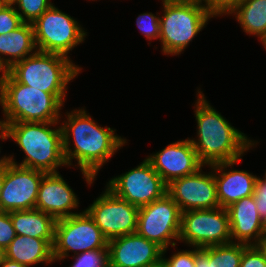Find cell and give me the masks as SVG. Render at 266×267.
Wrapping results in <instances>:
<instances>
[{
    "label": "cell",
    "instance_id": "44",
    "mask_svg": "<svg viewBox=\"0 0 266 267\" xmlns=\"http://www.w3.org/2000/svg\"><path fill=\"white\" fill-rule=\"evenodd\" d=\"M264 183H266V171L263 178H260Z\"/></svg>",
    "mask_w": 266,
    "mask_h": 267
},
{
    "label": "cell",
    "instance_id": "11",
    "mask_svg": "<svg viewBox=\"0 0 266 267\" xmlns=\"http://www.w3.org/2000/svg\"><path fill=\"white\" fill-rule=\"evenodd\" d=\"M105 186L137 207L150 204L167 193V184L147 158L128 172L114 176Z\"/></svg>",
    "mask_w": 266,
    "mask_h": 267
},
{
    "label": "cell",
    "instance_id": "34",
    "mask_svg": "<svg viewBox=\"0 0 266 267\" xmlns=\"http://www.w3.org/2000/svg\"><path fill=\"white\" fill-rule=\"evenodd\" d=\"M195 267H210V254L204 248L195 247Z\"/></svg>",
    "mask_w": 266,
    "mask_h": 267
},
{
    "label": "cell",
    "instance_id": "38",
    "mask_svg": "<svg viewBox=\"0 0 266 267\" xmlns=\"http://www.w3.org/2000/svg\"><path fill=\"white\" fill-rule=\"evenodd\" d=\"M148 267H168L166 262L161 258L158 262L148 266Z\"/></svg>",
    "mask_w": 266,
    "mask_h": 267
},
{
    "label": "cell",
    "instance_id": "31",
    "mask_svg": "<svg viewBox=\"0 0 266 267\" xmlns=\"http://www.w3.org/2000/svg\"><path fill=\"white\" fill-rule=\"evenodd\" d=\"M241 0H201L213 17L229 15Z\"/></svg>",
    "mask_w": 266,
    "mask_h": 267
},
{
    "label": "cell",
    "instance_id": "28",
    "mask_svg": "<svg viewBox=\"0 0 266 267\" xmlns=\"http://www.w3.org/2000/svg\"><path fill=\"white\" fill-rule=\"evenodd\" d=\"M23 23L13 4H7L0 11V35L17 29Z\"/></svg>",
    "mask_w": 266,
    "mask_h": 267
},
{
    "label": "cell",
    "instance_id": "40",
    "mask_svg": "<svg viewBox=\"0 0 266 267\" xmlns=\"http://www.w3.org/2000/svg\"><path fill=\"white\" fill-rule=\"evenodd\" d=\"M260 246L263 248V250L266 253V238L262 241V243L260 244Z\"/></svg>",
    "mask_w": 266,
    "mask_h": 267
},
{
    "label": "cell",
    "instance_id": "26",
    "mask_svg": "<svg viewBox=\"0 0 266 267\" xmlns=\"http://www.w3.org/2000/svg\"><path fill=\"white\" fill-rule=\"evenodd\" d=\"M72 256L74 262L69 267H109L108 249L88 250Z\"/></svg>",
    "mask_w": 266,
    "mask_h": 267
},
{
    "label": "cell",
    "instance_id": "27",
    "mask_svg": "<svg viewBox=\"0 0 266 267\" xmlns=\"http://www.w3.org/2000/svg\"><path fill=\"white\" fill-rule=\"evenodd\" d=\"M160 15L156 16L151 12L139 14L136 24L142 35L149 41L160 37Z\"/></svg>",
    "mask_w": 266,
    "mask_h": 267
},
{
    "label": "cell",
    "instance_id": "15",
    "mask_svg": "<svg viewBox=\"0 0 266 267\" xmlns=\"http://www.w3.org/2000/svg\"><path fill=\"white\" fill-rule=\"evenodd\" d=\"M146 158L166 184L205 167L189 138L170 143Z\"/></svg>",
    "mask_w": 266,
    "mask_h": 267
},
{
    "label": "cell",
    "instance_id": "5",
    "mask_svg": "<svg viewBox=\"0 0 266 267\" xmlns=\"http://www.w3.org/2000/svg\"><path fill=\"white\" fill-rule=\"evenodd\" d=\"M161 52L167 56L181 54L213 16L201 1L161 0Z\"/></svg>",
    "mask_w": 266,
    "mask_h": 267
},
{
    "label": "cell",
    "instance_id": "30",
    "mask_svg": "<svg viewBox=\"0 0 266 267\" xmlns=\"http://www.w3.org/2000/svg\"><path fill=\"white\" fill-rule=\"evenodd\" d=\"M191 250H180L173 253L169 258H166L167 248L162 251V259L168 267H195V247Z\"/></svg>",
    "mask_w": 266,
    "mask_h": 267
},
{
    "label": "cell",
    "instance_id": "3",
    "mask_svg": "<svg viewBox=\"0 0 266 267\" xmlns=\"http://www.w3.org/2000/svg\"><path fill=\"white\" fill-rule=\"evenodd\" d=\"M58 124L60 122L5 124L7 138L18 144L25 154L21 163L16 162L13 155L8 156L9 162L45 173L58 172L61 166L68 167L63 153L62 129Z\"/></svg>",
    "mask_w": 266,
    "mask_h": 267
},
{
    "label": "cell",
    "instance_id": "10",
    "mask_svg": "<svg viewBox=\"0 0 266 267\" xmlns=\"http://www.w3.org/2000/svg\"><path fill=\"white\" fill-rule=\"evenodd\" d=\"M181 210L166 193L160 199L139 207L136 233L162 249L176 247L181 227Z\"/></svg>",
    "mask_w": 266,
    "mask_h": 267
},
{
    "label": "cell",
    "instance_id": "25",
    "mask_svg": "<svg viewBox=\"0 0 266 267\" xmlns=\"http://www.w3.org/2000/svg\"><path fill=\"white\" fill-rule=\"evenodd\" d=\"M53 4L51 0H16L13 3L24 23H33Z\"/></svg>",
    "mask_w": 266,
    "mask_h": 267
},
{
    "label": "cell",
    "instance_id": "7",
    "mask_svg": "<svg viewBox=\"0 0 266 267\" xmlns=\"http://www.w3.org/2000/svg\"><path fill=\"white\" fill-rule=\"evenodd\" d=\"M38 51L68 55L87 36V32L73 17L52 5L33 23Z\"/></svg>",
    "mask_w": 266,
    "mask_h": 267
},
{
    "label": "cell",
    "instance_id": "2",
    "mask_svg": "<svg viewBox=\"0 0 266 267\" xmlns=\"http://www.w3.org/2000/svg\"><path fill=\"white\" fill-rule=\"evenodd\" d=\"M196 94L194 115L197 121V139H189L200 161L210 166L216 163L242 159L245 152L259 142L251 140L236 129L207 101L203 91Z\"/></svg>",
    "mask_w": 266,
    "mask_h": 267
},
{
    "label": "cell",
    "instance_id": "33",
    "mask_svg": "<svg viewBox=\"0 0 266 267\" xmlns=\"http://www.w3.org/2000/svg\"><path fill=\"white\" fill-rule=\"evenodd\" d=\"M259 216L266 222V183L258 176L253 192Z\"/></svg>",
    "mask_w": 266,
    "mask_h": 267
},
{
    "label": "cell",
    "instance_id": "14",
    "mask_svg": "<svg viewBox=\"0 0 266 267\" xmlns=\"http://www.w3.org/2000/svg\"><path fill=\"white\" fill-rule=\"evenodd\" d=\"M44 174L45 172L9 162L4 167L0 211L10 212L34 209Z\"/></svg>",
    "mask_w": 266,
    "mask_h": 267
},
{
    "label": "cell",
    "instance_id": "16",
    "mask_svg": "<svg viewBox=\"0 0 266 267\" xmlns=\"http://www.w3.org/2000/svg\"><path fill=\"white\" fill-rule=\"evenodd\" d=\"M163 249L137 233L108 241L109 267H148L162 258Z\"/></svg>",
    "mask_w": 266,
    "mask_h": 267
},
{
    "label": "cell",
    "instance_id": "13",
    "mask_svg": "<svg viewBox=\"0 0 266 267\" xmlns=\"http://www.w3.org/2000/svg\"><path fill=\"white\" fill-rule=\"evenodd\" d=\"M208 167H211L212 171L206 173L201 168L193 174L177 178L167 184V194L176 202L181 212L220 207L214 164Z\"/></svg>",
    "mask_w": 266,
    "mask_h": 267
},
{
    "label": "cell",
    "instance_id": "42",
    "mask_svg": "<svg viewBox=\"0 0 266 267\" xmlns=\"http://www.w3.org/2000/svg\"><path fill=\"white\" fill-rule=\"evenodd\" d=\"M7 4H13L16 0H4Z\"/></svg>",
    "mask_w": 266,
    "mask_h": 267
},
{
    "label": "cell",
    "instance_id": "36",
    "mask_svg": "<svg viewBox=\"0 0 266 267\" xmlns=\"http://www.w3.org/2000/svg\"><path fill=\"white\" fill-rule=\"evenodd\" d=\"M0 267H26L18 262L7 259L6 257H2L0 261Z\"/></svg>",
    "mask_w": 266,
    "mask_h": 267
},
{
    "label": "cell",
    "instance_id": "9",
    "mask_svg": "<svg viewBox=\"0 0 266 267\" xmlns=\"http://www.w3.org/2000/svg\"><path fill=\"white\" fill-rule=\"evenodd\" d=\"M179 241L196 248L231 243L227 209L218 207L182 212Z\"/></svg>",
    "mask_w": 266,
    "mask_h": 267
},
{
    "label": "cell",
    "instance_id": "17",
    "mask_svg": "<svg viewBox=\"0 0 266 267\" xmlns=\"http://www.w3.org/2000/svg\"><path fill=\"white\" fill-rule=\"evenodd\" d=\"M59 172L45 173L38 190L35 208L49 214L55 220L67 218L78 212L79 199ZM72 210V211H71Z\"/></svg>",
    "mask_w": 266,
    "mask_h": 267
},
{
    "label": "cell",
    "instance_id": "41",
    "mask_svg": "<svg viewBox=\"0 0 266 267\" xmlns=\"http://www.w3.org/2000/svg\"><path fill=\"white\" fill-rule=\"evenodd\" d=\"M7 5V3L4 1V0H0V11L2 10V8L4 7V6H6Z\"/></svg>",
    "mask_w": 266,
    "mask_h": 267
},
{
    "label": "cell",
    "instance_id": "22",
    "mask_svg": "<svg viewBox=\"0 0 266 267\" xmlns=\"http://www.w3.org/2000/svg\"><path fill=\"white\" fill-rule=\"evenodd\" d=\"M16 235L54 239L56 220L36 208L9 212Z\"/></svg>",
    "mask_w": 266,
    "mask_h": 267
},
{
    "label": "cell",
    "instance_id": "21",
    "mask_svg": "<svg viewBox=\"0 0 266 267\" xmlns=\"http://www.w3.org/2000/svg\"><path fill=\"white\" fill-rule=\"evenodd\" d=\"M37 51L32 23L0 35V60L9 70L16 62Z\"/></svg>",
    "mask_w": 266,
    "mask_h": 267
},
{
    "label": "cell",
    "instance_id": "1",
    "mask_svg": "<svg viewBox=\"0 0 266 267\" xmlns=\"http://www.w3.org/2000/svg\"><path fill=\"white\" fill-rule=\"evenodd\" d=\"M65 114L67 121L61 123V129L66 164L70 167L72 159L76 160L75 167H79L87 184L92 185L100 169L127 140L117 135L116 129L99 126L84 107Z\"/></svg>",
    "mask_w": 266,
    "mask_h": 267
},
{
    "label": "cell",
    "instance_id": "19",
    "mask_svg": "<svg viewBox=\"0 0 266 267\" xmlns=\"http://www.w3.org/2000/svg\"><path fill=\"white\" fill-rule=\"evenodd\" d=\"M240 160L214 164L217 198L222 208H227L243 197L252 196L257 176L245 170L234 169ZM233 167V169H232ZM229 168V171H227Z\"/></svg>",
    "mask_w": 266,
    "mask_h": 267
},
{
    "label": "cell",
    "instance_id": "35",
    "mask_svg": "<svg viewBox=\"0 0 266 267\" xmlns=\"http://www.w3.org/2000/svg\"><path fill=\"white\" fill-rule=\"evenodd\" d=\"M0 139L1 141H5L7 138V132L4 124L0 122ZM1 148V147H0ZM1 150V149H0ZM1 153V151H0ZM9 163V157L8 156H3L2 158L0 157V168L5 167Z\"/></svg>",
    "mask_w": 266,
    "mask_h": 267
},
{
    "label": "cell",
    "instance_id": "43",
    "mask_svg": "<svg viewBox=\"0 0 266 267\" xmlns=\"http://www.w3.org/2000/svg\"><path fill=\"white\" fill-rule=\"evenodd\" d=\"M263 47L266 49V38L261 42Z\"/></svg>",
    "mask_w": 266,
    "mask_h": 267
},
{
    "label": "cell",
    "instance_id": "39",
    "mask_svg": "<svg viewBox=\"0 0 266 267\" xmlns=\"http://www.w3.org/2000/svg\"><path fill=\"white\" fill-rule=\"evenodd\" d=\"M4 184V167L0 168V195Z\"/></svg>",
    "mask_w": 266,
    "mask_h": 267
},
{
    "label": "cell",
    "instance_id": "6",
    "mask_svg": "<svg viewBox=\"0 0 266 267\" xmlns=\"http://www.w3.org/2000/svg\"><path fill=\"white\" fill-rule=\"evenodd\" d=\"M66 56L36 51L16 62L8 72L21 84L47 93H67V85L82 67Z\"/></svg>",
    "mask_w": 266,
    "mask_h": 267
},
{
    "label": "cell",
    "instance_id": "20",
    "mask_svg": "<svg viewBox=\"0 0 266 267\" xmlns=\"http://www.w3.org/2000/svg\"><path fill=\"white\" fill-rule=\"evenodd\" d=\"M54 239H39L25 235H16L3 251L4 257L26 267L38 263L52 264Z\"/></svg>",
    "mask_w": 266,
    "mask_h": 267
},
{
    "label": "cell",
    "instance_id": "18",
    "mask_svg": "<svg viewBox=\"0 0 266 267\" xmlns=\"http://www.w3.org/2000/svg\"><path fill=\"white\" fill-rule=\"evenodd\" d=\"M226 209L232 242L260 245L266 238V223L258 214L254 196L243 197Z\"/></svg>",
    "mask_w": 266,
    "mask_h": 267
},
{
    "label": "cell",
    "instance_id": "8",
    "mask_svg": "<svg viewBox=\"0 0 266 267\" xmlns=\"http://www.w3.org/2000/svg\"><path fill=\"white\" fill-rule=\"evenodd\" d=\"M95 249H108V239L85 209L67 218L56 220L53 243L55 262L64 261L70 256V252L76 255Z\"/></svg>",
    "mask_w": 266,
    "mask_h": 267
},
{
    "label": "cell",
    "instance_id": "24",
    "mask_svg": "<svg viewBox=\"0 0 266 267\" xmlns=\"http://www.w3.org/2000/svg\"><path fill=\"white\" fill-rule=\"evenodd\" d=\"M247 246L231 242L204 249L210 254V267H240L243 250Z\"/></svg>",
    "mask_w": 266,
    "mask_h": 267
},
{
    "label": "cell",
    "instance_id": "32",
    "mask_svg": "<svg viewBox=\"0 0 266 267\" xmlns=\"http://www.w3.org/2000/svg\"><path fill=\"white\" fill-rule=\"evenodd\" d=\"M16 233L9 212L0 211V249L4 251Z\"/></svg>",
    "mask_w": 266,
    "mask_h": 267
},
{
    "label": "cell",
    "instance_id": "37",
    "mask_svg": "<svg viewBox=\"0 0 266 267\" xmlns=\"http://www.w3.org/2000/svg\"><path fill=\"white\" fill-rule=\"evenodd\" d=\"M0 72H1V75H0V86H1L2 81L4 80L6 75L8 74V69L4 66V64L1 62V60H0Z\"/></svg>",
    "mask_w": 266,
    "mask_h": 267
},
{
    "label": "cell",
    "instance_id": "4",
    "mask_svg": "<svg viewBox=\"0 0 266 267\" xmlns=\"http://www.w3.org/2000/svg\"><path fill=\"white\" fill-rule=\"evenodd\" d=\"M66 93H47L19 83L9 72L0 86L2 124L60 122Z\"/></svg>",
    "mask_w": 266,
    "mask_h": 267
},
{
    "label": "cell",
    "instance_id": "23",
    "mask_svg": "<svg viewBox=\"0 0 266 267\" xmlns=\"http://www.w3.org/2000/svg\"><path fill=\"white\" fill-rule=\"evenodd\" d=\"M231 14L247 35L257 36L260 42L266 38V0H241Z\"/></svg>",
    "mask_w": 266,
    "mask_h": 267
},
{
    "label": "cell",
    "instance_id": "29",
    "mask_svg": "<svg viewBox=\"0 0 266 267\" xmlns=\"http://www.w3.org/2000/svg\"><path fill=\"white\" fill-rule=\"evenodd\" d=\"M240 267H266V253L260 245H249L243 250Z\"/></svg>",
    "mask_w": 266,
    "mask_h": 267
},
{
    "label": "cell",
    "instance_id": "45",
    "mask_svg": "<svg viewBox=\"0 0 266 267\" xmlns=\"http://www.w3.org/2000/svg\"><path fill=\"white\" fill-rule=\"evenodd\" d=\"M3 256H4L3 251L0 249V261H1Z\"/></svg>",
    "mask_w": 266,
    "mask_h": 267
},
{
    "label": "cell",
    "instance_id": "12",
    "mask_svg": "<svg viewBox=\"0 0 266 267\" xmlns=\"http://www.w3.org/2000/svg\"><path fill=\"white\" fill-rule=\"evenodd\" d=\"M85 210L109 240L136 233L139 207L112 193L107 187Z\"/></svg>",
    "mask_w": 266,
    "mask_h": 267
}]
</instances>
